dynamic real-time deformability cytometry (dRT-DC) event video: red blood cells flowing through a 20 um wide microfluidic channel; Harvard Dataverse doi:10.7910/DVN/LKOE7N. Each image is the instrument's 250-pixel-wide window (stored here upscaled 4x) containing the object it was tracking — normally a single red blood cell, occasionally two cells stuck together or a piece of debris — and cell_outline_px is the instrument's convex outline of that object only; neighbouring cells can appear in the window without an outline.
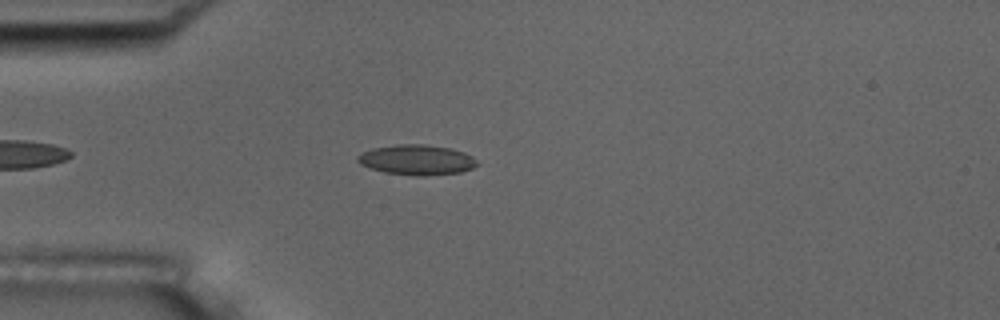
{"species": "common noctule bat (a hibernating species)", "species_latin": "Nyctalus noctula", "temperature_condition": "room temperature", "stored_images_in_passage": 46, "camera_frame_rate_fps": 3000, "um_per_image_px": 0.085, "animal": {"sex": "male", "body_mass_g": 17.5, "forearm_length_mm": 52.3}, "frame": {"image": 1, "passage_image": 7, "time_ms": 2.0, "image_size_px": [1000, 320], "cell_outline_px": [[480, 164], [472, 168], [460, 172], [424, 176], [416, 176], [384, 172], [360, 164], [356, 160], [356, 156], [372, 148], [396, 144], [424, 144], [452, 148], [464, 152], [472, 156]], "centroid_in_image_um": [35.44, 13.58], "position_along_channel_um": 49.6, "area_um2": 21.1}}
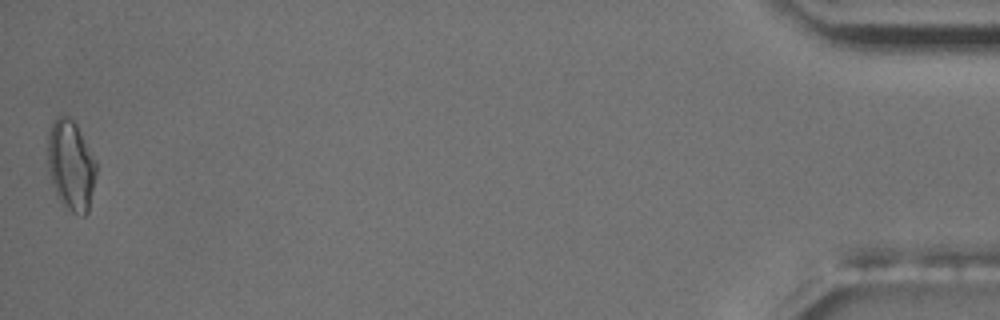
{"frame": {"image": 2, "passage_image": 46, "time_ms": 15.0, "image_size_px": [1000, 320], "cell_outline_px": [[96, 176], [88, 212], [84, 216], [72, 212], [64, 208], [56, 196], [48, 164], [48, 132], [52, 120], [60, 112], [68, 116], [76, 124], [96, 160]], "centroid_in_image_um": [6.02, 14.03], "position_along_channel_um": 429.2, "area_um2": 25.78}, "authors_computed_cell_mechanics": {"area_um2": 19.8543, "velocity_mm_per_s": 3.7305, "shape_relaxation_time_tau1_ms": 10.1895, "shape_relaxation_time_tau2_ms": 2.2519, "deformation_change_tau1": 0.2145, "deformation_change_tau2": 0.0805}}